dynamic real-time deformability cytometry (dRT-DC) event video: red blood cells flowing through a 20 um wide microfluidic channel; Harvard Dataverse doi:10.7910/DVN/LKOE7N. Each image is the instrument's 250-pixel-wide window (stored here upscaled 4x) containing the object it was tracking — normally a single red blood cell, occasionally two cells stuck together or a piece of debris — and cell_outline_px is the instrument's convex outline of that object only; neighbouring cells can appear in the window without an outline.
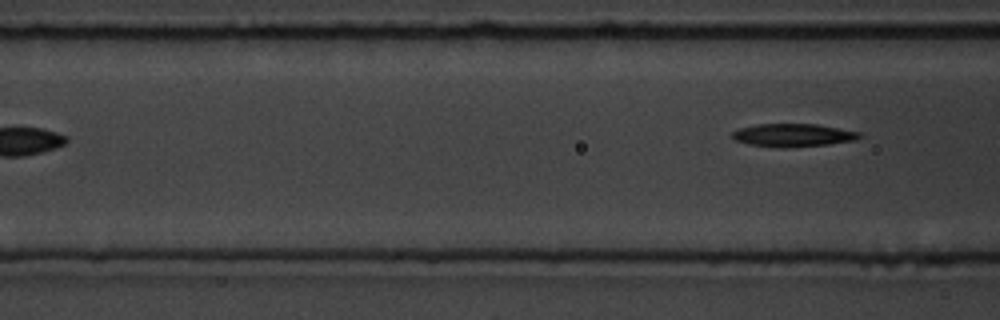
{"species": "common noctule bat (a hibernating species)", "species_latin": "Nyctalus noctula", "temperature_condition": "room temperature", "stored_images_in_passage": 7, "camera_frame_rate_fps": 3000, "um_per_image_px": 0.085, "animal": {"sex": "male", "body_mass_g": 19.5, "forearm_length_mm": 54.6}, "frame": {"image": 1, "passage_image": 7, "time_ms": 7.0, "image_size_px": [1000, 320], "cell_outline_px": [[864, 136], [856, 140], [828, 144], [788, 148], [780, 148], [748, 144], [732, 140], [732, 132], [736, 128], [756, 124], [816, 124], [860, 132]], "centroid_in_image_um": [67.37, 11.49], "position_along_channel_um": 99.2, "area_um2": 17.34}}